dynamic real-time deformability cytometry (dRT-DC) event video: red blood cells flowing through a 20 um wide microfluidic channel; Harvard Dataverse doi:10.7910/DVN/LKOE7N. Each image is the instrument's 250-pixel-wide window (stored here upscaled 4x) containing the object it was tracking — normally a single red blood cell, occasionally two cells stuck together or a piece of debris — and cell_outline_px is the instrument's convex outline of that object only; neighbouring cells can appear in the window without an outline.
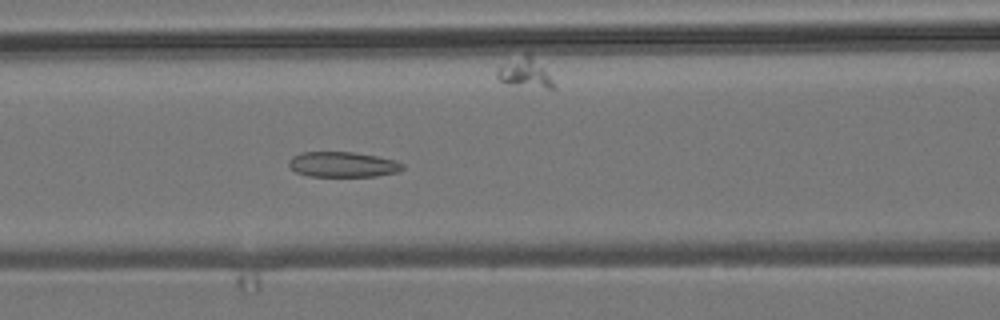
{"species": "common noctule bat (a hibernating species)", "species_latin": "Nyctalus noctula", "temperature_condition": "room temperature", "stored_images_in_passage": 53, "camera_frame_rate_fps": 3000, "um_per_image_px": 0.085, "animal": {"sex": "male", "body_mass_g": 19.2, "forearm_length_mm": 51.8}, "frame": {"image": 1, "passage_image": 22, "time_ms": 7.0, "image_size_px": [1000, 320], "cell_outline_px": [[404, 168], [400, 172], [376, 176], [308, 176], [296, 172], [288, 164], [288, 160], [292, 156], [300, 152], [352, 152], [376, 156], [396, 160], [404, 164]], "centroid_in_image_um": [29.15, 13.98], "position_along_channel_um": 137.4, "area_um2": 16.88}}
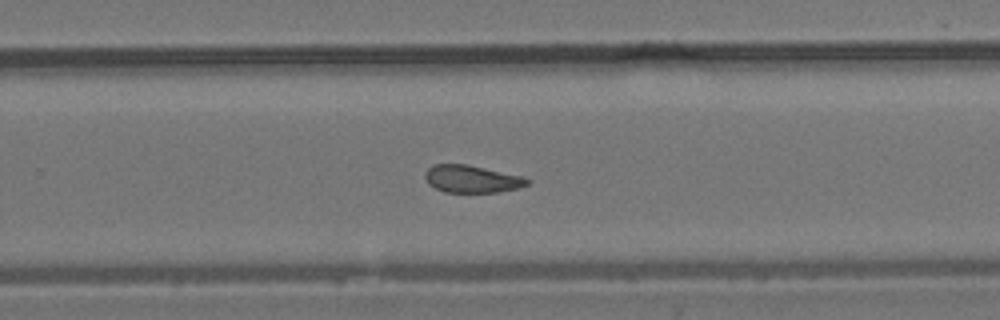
{"frame": {"image": 2, "passage_image": 34, "time_ms": 11.0, "image_size_px": [1000, 320], "cell_outline_px": [[532, 180], [528, 184], [520, 188], [500, 192], [444, 192], [428, 184], [424, 176], [424, 172], [432, 164], [468, 164], [524, 176]], "centroid_in_image_um": [40.13, 15.2], "position_along_channel_um": 289.7, "area_um2": 16.65}}
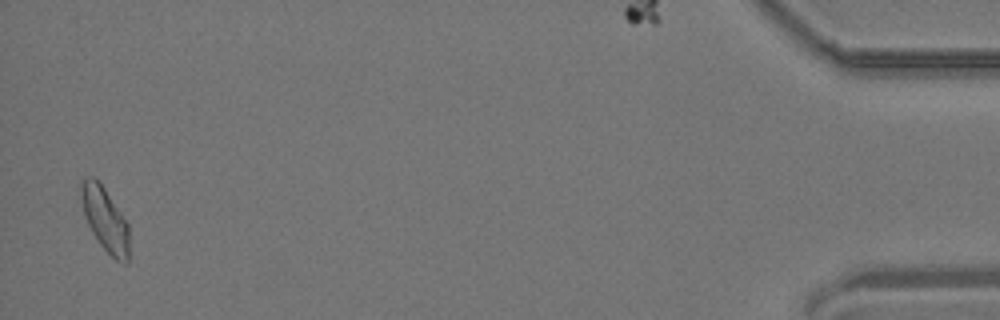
{"frame": {"image": 3, "passage_image": 52, "time_ms": 17.0, "image_size_px": [1000, 320], "cell_outline_px": [[128, 264], [124, 264], [116, 260], [100, 244], [92, 232], [84, 216], [80, 196], [80, 180], [84, 176], [92, 176], [104, 188], [128, 224]], "centroid_in_image_um": [8.89, 18.62], "position_along_channel_um": 426.3, "area_um2": 17.74}, "authors_computed_cell_mechanics": {"area_um2": 17.7446, "velocity_mm_per_s": 3.8318, "shape_relaxation_time_tau1_ms": null, "shape_relaxation_time_tau2_ms": 3.6528, "deformation_change_tau1": null, "deformation_change_tau2": 0.0744}}